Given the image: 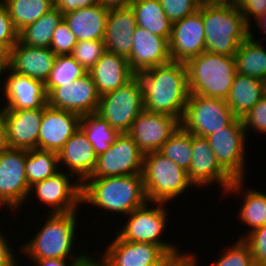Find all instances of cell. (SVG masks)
Instances as JSON below:
<instances>
[{
    "instance_id": "8",
    "label": "cell",
    "mask_w": 266,
    "mask_h": 266,
    "mask_svg": "<svg viewBox=\"0 0 266 266\" xmlns=\"http://www.w3.org/2000/svg\"><path fill=\"white\" fill-rule=\"evenodd\" d=\"M144 110L142 87L135 75L125 85L100 96L96 114L121 134L129 132L133 121Z\"/></svg>"
},
{
    "instance_id": "55",
    "label": "cell",
    "mask_w": 266,
    "mask_h": 266,
    "mask_svg": "<svg viewBox=\"0 0 266 266\" xmlns=\"http://www.w3.org/2000/svg\"><path fill=\"white\" fill-rule=\"evenodd\" d=\"M8 67V57H0V78H3L5 76Z\"/></svg>"
},
{
    "instance_id": "3",
    "label": "cell",
    "mask_w": 266,
    "mask_h": 266,
    "mask_svg": "<svg viewBox=\"0 0 266 266\" xmlns=\"http://www.w3.org/2000/svg\"><path fill=\"white\" fill-rule=\"evenodd\" d=\"M43 225L36 233L25 242L21 244L16 254L26 256L31 259H65V258H82L85 255V250L76 252L74 244L77 239L76 227L77 211L69 213H47ZM76 236V237H75ZM73 251L76 254H73ZM20 252V253H19ZM72 253V254H71ZM78 254V255H77Z\"/></svg>"
},
{
    "instance_id": "36",
    "label": "cell",
    "mask_w": 266,
    "mask_h": 266,
    "mask_svg": "<svg viewBox=\"0 0 266 266\" xmlns=\"http://www.w3.org/2000/svg\"><path fill=\"white\" fill-rule=\"evenodd\" d=\"M159 152L188 172L192 161V133L180 126Z\"/></svg>"
},
{
    "instance_id": "7",
    "label": "cell",
    "mask_w": 266,
    "mask_h": 266,
    "mask_svg": "<svg viewBox=\"0 0 266 266\" xmlns=\"http://www.w3.org/2000/svg\"><path fill=\"white\" fill-rule=\"evenodd\" d=\"M168 213L166 203L147 201L143 206L125 216L126 223L121 224L122 228L116 234L125 241L154 243L165 252L176 251L181 248L177 243L174 244L162 238L168 226Z\"/></svg>"
},
{
    "instance_id": "29",
    "label": "cell",
    "mask_w": 266,
    "mask_h": 266,
    "mask_svg": "<svg viewBox=\"0 0 266 266\" xmlns=\"http://www.w3.org/2000/svg\"><path fill=\"white\" fill-rule=\"evenodd\" d=\"M265 94L264 81L236 74L226 102L233 114L242 118Z\"/></svg>"
},
{
    "instance_id": "15",
    "label": "cell",
    "mask_w": 266,
    "mask_h": 266,
    "mask_svg": "<svg viewBox=\"0 0 266 266\" xmlns=\"http://www.w3.org/2000/svg\"><path fill=\"white\" fill-rule=\"evenodd\" d=\"M169 51L171 61L185 64L205 51L202 3L195 13L172 23Z\"/></svg>"
},
{
    "instance_id": "14",
    "label": "cell",
    "mask_w": 266,
    "mask_h": 266,
    "mask_svg": "<svg viewBox=\"0 0 266 266\" xmlns=\"http://www.w3.org/2000/svg\"><path fill=\"white\" fill-rule=\"evenodd\" d=\"M99 98L94 80L87 72L74 82L53 88L47 94V104L82 116L96 113Z\"/></svg>"
},
{
    "instance_id": "52",
    "label": "cell",
    "mask_w": 266,
    "mask_h": 266,
    "mask_svg": "<svg viewBox=\"0 0 266 266\" xmlns=\"http://www.w3.org/2000/svg\"><path fill=\"white\" fill-rule=\"evenodd\" d=\"M199 258L194 252H186L173 266H198ZM200 266V265H199Z\"/></svg>"
},
{
    "instance_id": "12",
    "label": "cell",
    "mask_w": 266,
    "mask_h": 266,
    "mask_svg": "<svg viewBox=\"0 0 266 266\" xmlns=\"http://www.w3.org/2000/svg\"><path fill=\"white\" fill-rule=\"evenodd\" d=\"M144 153L128 133L119 134L110 148L97 157L87 179L142 174Z\"/></svg>"
},
{
    "instance_id": "42",
    "label": "cell",
    "mask_w": 266,
    "mask_h": 266,
    "mask_svg": "<svg viewBox=\"0 0 266 266\" xmlns=\"http://www.w3.org/2000/svg\"><path fill=\"white\" fill-rule=\"evenodd\" d=\"M242 124L246 135L253 130L258 134L266 135V94L253 106L242 118ZM251 129V130H250Z\"/></svg>"
},
{
    "instance_id": "33",
    "label": "cell",
    "mask_w": 266,
    "mask_h": 266,
    "mask_svg": "<svg viewBox=\"0 0 266 266\" xmlns=\"http://www.w3.org/2000/svg\"><path fill=\"white\" fill-rule=\"evenodd\" d=\"M19 32L54 8V0H1Z\"/></svg>"
},
{
    "instance_id": "16",
    "label": "cell",
    "mask_w": 266,
    "mask_h": 266,
    "mask_svg": "<svg viewBox=\"0 0 266 266\" xmlns=\"http://www.w3.org/2000/svg\"><path fill=\"white\" fill-rule=\"evenodd\" d=\"M180 126V120L174 116L144 110L133 121L128 134L145 154L159 151Z\"/></svg>"
},
{
    "instance_id": "57",
    "label": "cell",
    "mask_w": 266,
    "mask_h": 266,
    "mask_svg": "<svg viewBox=\"0 0 266 266\" xmlns=\"http://www.w3.org/2000/svg\"><path fill=\"white\" fill-rule=\"evenodd\" d=\"M201 3H206V4H229V0H201Z\"/></svg>"
},
{
    "instance_id": "26",
    "label": "cell",
    "mask_w": 266,
    "mask_h": 266,
    "mask_svg": "<svg viewBox=\"0 0 266 266\" xmlns=\"http://www.w3.org/2000/svg\"><path fill=\"white\" fill-rule=\"evenodd\" d=\"M88 73L94 80L100 96L113 92L135 76L126 57L108 51L103 54Z\"/></svg>"
},
{
    "instance_id": "4",
    "label": "cell",
    "mask_w": 266,
    "mask_h": 266,
    "mask_svg": "<svg viewBox=\"0 0 266 266\" xmlns=\"http://www.w3.org/2000/svg\"><path fill=\"white\" fill-rule=\"evenodd\" d=\"M205 51L234 56L250 35V26L241 11L230 4L202 3Z\"/></svg>"
},
{
    "instance_id": "22",
    "label": "cell",
    "mask_w": 266,
    "mask_h": 266,
    "mask_svg": "<svg viewBox=\"0 0 266 266\" xmlns=\"http://www.w3.org/2000/svg\"><path fill=\"white\" fill-rule=\"evenodd\" d=\"M56 57L51 48L26 46L18 41L8 53V65L13 72L45 84Z\"/></svg>"
},
{
    "instance_id": "6",
    "label": "cell",
    "mask_w": 266,
    "mask_h": 266,
    "mask_svg": "<svg viewBox=\"0 0 266 266\" xmlns=\"http://www.w3.org/2000/svg\"><path fill=\"white\" fill-rule=\"evenodd\" d=\"M142 176L149 202L169 203L188 192L191 186L196 188L187 171L159 151L144 154Z\"/></svg>"
},
{
    "instance_id": "34",
    "label": "cell",
    "mask_w": 266,
    "mask_h": 266,
    "mask_svg": "<svg viewBox=\"0 0 266 266\" xmlns=\"http://www.w3.org/2000/svg\"><path fill=\"white\" fill-rule=\"evenodd\" d=\"M59 171L58 153L38 148L27 150L25 173L30 187Z\"/></svg>"
},
{
    "instance_id": "54",
    "label": "cell",
    "mask_w": 266,
    "mask_h": 266,
    "mask_svg": "<svg viewBox=\"0 0 266 266\" xmlns=\"http://www.w3.org/2000/svg\"><path fill=\"white\" fill-rule=\"evenodd\" d=\"M256 24L251 25L250 27V33H256V31H253L255 29H260V34H266V10L262 13V15L259 17V19L255 22ZM253 26H255L253 28ZM253 28V29H252Z\"/></svg>"
},
{
    "instance_id": "17",
    "label": "cell",
    "mask_w": 266,
    "mask_h": 266,
    "mask_svg": "<svg viewBox=\"0 0 266 266\" xmlns=\"http://www.w3.org/2000/svg\"><path fill=\"white\" fill-rule=\"evenodd\" d=\"M189 180L197 189L207 188L210 184L219 185L222 194L234 179L217 162L206 137L192 134V161L187 172ZM208 185V186H207Z\"/></svg>"
},
{
    "instance_id": "46",
    "label": "cell",
    "mask_w": 266,
    "mask_h": 266,
    "mask_svg": "<svg viewBox=\"0 0 266 266\" xmlns=\"http://www.w3.org/2000/svg\"><path fill=\"white\" fill-rule=\"evenodd\" d=\"M266 10V0H250L241 9L246 23L251 27L253 23L259 19L262 13ZM253 19V20H252Z\"/></svg>"
},
{
    "instance_id": "31",
    "label": "cell",
    "mask_w": 266,
    "mask_h": 266,
    "mask_svg": "<svg viewBox=\"0 0 266 266\" xmlns=\"http://www.w3.org/2000/svg\"><path fill=\"white\" fill-rule=\"evenodd\" d=\"M131 9L134 11L137 26L170 39L172 22L165 14L160 0H136Z\"/></svg>"
},
{
    "instance_id": "45",
    "label": "cell",
    "mask_w": 266,
    "mask_h": 266,
    "mask_svg": "<svg viewBox=\"0 0 266 266\" xmlns=\"http://www.w3.org/2000/svg\"><path fill=\"white\" fill-rule=\"evenodd\" d=\"M6 236L3 234V231L0 230V266H18L21 263L20 260H17L18 257L14 253V247H11L9 239L5 238ZM19 262V263H18Z\"/></svg>"
},
{
    "instance_id": "28",
    "label": "cell",
    "mask_w": 266,
    "mask_h": 266,
    "mask_svg": "<svg viewBox=\"0 0 266 266\" xmlns=\"http://www.w3.org/2000/svg\"><path fill=\"white\" fill-rule=\"evenodd\" d=\"M245 179H234L230 187L223 193L226 195L242 194L243 202L240 210L238 211L237 218L246 227L249 228L248 232L253 229L264 225L266 219V193L257 189H250L245 191ZM244 190V191H243Z\"/></svg>"
},
{
    "instance_id": "44",
    "label": "cell",
    "mask_w": 266,
    "mask_h": 266,
    "mask_svg": "<svg viewBox=\"0 0 266 266\" xmlns=\"http://www.w3.org/2000/svg\"><path fill=\"white\" fill-rule=\"evenodd\" d=\"M18 33L6 5L0 0V46L7 53L18 42Z\"/></svg>"
},
{
    "instance_id": "19",
    "label": "cell",
    "mask_w": 266,
    "mask_h": 266,
    "mask_svg": "<svg viewBox=\"0 0 266 266\" xmlns=\"http://www.w3.org/2000/svg\"><path fill=\"white\" fill-rule=\"evenodd\" d=\"M81 116L77 113L44 105L40 124L38 149L58 153L64 143L80 129Z\"/></svg>"
},
{
    "instance_id": "18",
    "label": "cell",
    "mask_w": 266,
    "mask_h": 266,
    "mask_svg": "<svg viewBox=\"0 0 266 266\" xmlns=\"http://www.w3.org/2000/svg\"><path fill=\"white\" fill-rule=\"evenodd\" d=\"M3 79L2 95L6 98L2 102L3 110L36 109L47 105V93L42 81L19 75L9 67Z\"/></svg>"
},
{
    "instance_id": "40",
    "label": "cell",
    "mask_w": 266,
    "mask_h": 266,
    "mask_svg": "<svg viewBox=\"0 0 266 266\" xmlns=\"http://www.w3.org/2000/svg\"><path fill=\"white\" fill-rule=\"evenodd\" d=\"M249 246L256 266H266V226H260L248 232L240 234Z\"/></svg>"
},
{
    "instance_id": "20",
    "label": "cell",
    "mask_w": 266,
    "mask_h": 266,
    "mask_svg": "<svg viewBox=\"0 0 266 266\" xmlns=\"http://www.w3.org/2000/svg\"><path fill=\"white\" fill-rule=\"evenodd\" d=\"M132 38L133 47L127 59L135 74L171 61L168 38L152 34L140 26L135 28Z\"/></svg>"
},
{
    "instance_id": "56",
    "label": "cell",
    "mask_w": 266,
    "mask_h": 266,
    "mask_svg": "<svg viewBox=\"0 0 266 266\" xmlns=\"http://www.w3.org/2000/svg\"><path fill=\"white\" fill-rule=\"evenodd\" d=\"M248 1L250 0H229V4L240 10Z\"/></svg>"
},
{
    "instance_id": "24",
    "label": "cell",
    "mask_w": 266,
    "mask_h": 266,
    "mask_svg": "<svg viewBox=\"0 0 266 266\" xmlns=\"http://www.w3.org/2000/svg\"><path fill=\"white\" fill-rule=\"evenodd\" d=\"M97 157L93 146L81 129H78L58 152L60 170H63L64 166V170L72 174L74 179L77 178L81 184L93 171Z\"/></svg>"
},
{
    "instance_id": "11",
    "label": "cell",
    "mask_w": 266,
    "mask_h": 266,
    "mask_svg": "<svg viewBox=\"0 0 266 266\" xmlns=\"http://www.w3.org/2000/svg\"><path fill=\"white\" fill-rule=\"evenodd\" d=\"M27 150L7 148L0 153V207L19 212L28 202L30 186L25 173Z\"/></svg>"
},
{
    "instance_id": "27",
    "label": "cell",
    "mask_w": 266,
    "mask_h": 266,
    "mask_svg": "<svg viewBox=\"0 0 266 266\" xmlns=\"http://www.w3.org/2000/svg\"><path fill=\"white\" fill-rule=\"evenodd\" d=\"M109 10L99 3L63 13L77 41L103 40Z\"/></svg>"
},
{
    "instance_id": "30",
    "label": "cell",
    "mask_w": 266,
    "mask_h": 266,
    "mask_svg": "<svg viewBox=\"0 0 266 266\" xmlns=\"http://www.w3.org/2000/svg\"><path fill=\"white\" fill-rule=\"evenodd\" d=\"M244 40L234 55L236 73L266 81V50L254 36Z\"/></svg>"
},
{
    "instance_id": "9",
    "label": "cell",
    "mask_w": 266,
    "mask_h": 266,
    "mask_svg": "<svg viewBox=\"0 0 266 266\" xmlns=\"http://www.w3.org/2000/svg\"><path fill=\"white\" fill-rule=\"evenodd\" d=\"M235 118L226 100L189 94L180 122L187 132L207 137L228 126Z\"/></svg>"
},
{
    "instance_id": "39",
    "label": "cell",
    "mask_w": 266,
    "mask_h": 266,
    "mask_svg": "<svg viewBox=\"0 0 266 266\" xmlns=\"http://www.w3.org/2000/svg\"><path fill=\"white\" fill-rule=\"evenodd\" d=\"M105 52L106 45L103 40H88L77 41L70 55L89 72Z\"/></svg>"
},
{
    "instance_id": "43",
    "label": "cell",
    "mask_w": 266,
    "mask_h": 266,
    "mask_svg": "<svg viewBox=\"0 0 266 266\" xmlns=\"http://www.w3.org/2000/svg\"><path fill=\"white\" fill-rule=\"evenodd\" d=\"M165 14L172 23L199 10L201 0H160Z\"/></svg>"
},
{
    "instance_id": "32",
    "label": "cell",
    "mask_w": 266,
    "mask_h": 266,
    "mask_svg": "<svg viewBox=\"0 0 266 266\" xmlns=\"http://www.w3.org/2000/svg\"><path fill=\"white\" fill-rule=\"evenodd\" d=\"M62 19L63 13L54 7L38 20L20 30L18 41L26 46L50 48L55 28Z\"/></svg>"
},
{
    "instance_id": "58",
    "label": "cell",
    "mask_w": 266,
    "mask_h": 266,
    "mask_svg": "<svg viewBox=\"0 0 266 266\" xmlns=\"http://www.w3.org/2000/svg\"><path fill=\"white\" fill-rule=\"evenodd\" d=\"M0 57H8V53L0 46Z\"/></svg>"
},
{
    "instance_id": "50",
    "label": "cell",
    "mask_w": 266,
    "mask_h": 266,
    "mask_svg": "<svg viewBox=\"0 0 266 266\" xmlns=\"http://www.w3.org/2000/svg\"><path fill=\"white\" fill-rule=\"evenodd\" d=\"M94 256H91L89 254V252L78 260H76L71 266H107L106 265V261L104 259V257H101L100 254V261H98L99 259H95Z\"/></svg>"
},
{
    "instance_id": "51",
    "label": "cell",
    "mask_w": 266,
    "mask_h": 266,
    "mask_svg": "<svg viewBox=\"0 0 266 266\" xmlns=\"http://www.w3.org/2000/svg\"><path fill=\"white\" fill-rule=\"evenodd\" d=\"M136 0H99V4L107 10L131 8Z\"/></svg>"
},
{
    "instance_id": "47",
    "label": "cell",
    "mask_w": 266,
    "mask_h": 266,
    "mask_svg": "<svg viewBox=\"0 0 266 266\" xmlns=\"http://www.w3.org/2000/svg\"><path fill=\"white\" fill-rule=\"evenodd\" d=\"M99 3V0H54V7L62 13L84 7L93 6Z\"/></svg>"
},
{
    "instance_id": "49",
    "label": "cell",
    "mask_w": 266,
    "mask_h": 266,
    "mask_svg": "<svg viewBox=\"0 0 266 266\" xmlns=\"http://www.w3.org/2000/svg\"><path fill=\"white\" fill-rule=\"evenodd\" d=\"M180 250L166 252L158 261L148 266H173L186 253Z\"/></svg>"
},
{
    "instance_id": "5",
    "label": "cell",
    "mask_w": 266,
    "mask_h": 266,
    "mask_svg": "<svg viewBox=\"0 0 266 266\" xmlns=\"http://www.w3.org/2000/svg\"><path fill=\"white\" fill-rule=\"evenodd\" d=\"M189 94L226 100L236 73L234 56L202 52L186 63Z\"/></svg>"
},
{
    "instance_id": "23",
    "label": "cell",
    "mask_w": 266,
    "mask_h": 266,
    "mask_svg": "<svg viewBox=\"0 0 266 266\" xmlns=\"http://www.w3.org/2000/svg\"><path fill=\"white\" fill-rule=\"evenodd\" d=\"M103 252L107 266H148L166 253L154 243L125 241L118 235Z\"/></svg>"
},
{
    "instance_id": "48",
    "label": "cell",
    "mask_w": 266,
    "mask_h": 266,
    "mask_svg": "<svg viewBox=\"0 0 266 266\" xmlns=\"http://www.w3.org/2000/svg\"><path fill=\"white\" fill-rule=\"evenodd\" d=\"M78 259L80 258H65V259L44 258V259H32L31 262L33 263V266H71Z\"/></svg>"
},
{
    "instance_id": "2",
    "label": "cell",
    "mask_w": 266,
    "mask_h": 266,
    "mask_svg": "<svg viewBox=\"0 0 266 266\" xmlns=\"http://www.w3.org/2000/svg\"><path fill=\"white\" fill-rule=\"evenodd\" d=\"M147 202L142 174L86 179L82 183L81 203L112 214L129 215Z\"/></svg>"
},
{
    "instance_id": "59",
    "label": "cell",
    "mask_w": 266,
    "mask_h": 266,
    "mask_svg": "<svg viewBox=\"0 0 266 266\" xmlns=\"http://www.w3.org/2000/svg\"><path fill=\"white\" fill-rule=\"evenodd\" d=\"M1 86L3 87V85L0 84V87H1ZM1 90H2V88H0V97H1V95H2V94H1V93H2ZM0 100H1V99H0ZM0 102H1V101H0ZM0 105H3V104H0ZM2 110H3V107L0 108V112H1Z\"/></svg>"
},
{
    "instance_id": "38",
    "label": "cell",
    "mask_w": 266,
    "mask_h": 266,
    "mask_svg": "<svg viewBox=\"0 0 266 266\" xmlns=\"http://www.w3.org/2000/svg\"><path fill=\"white\" fill-rule=\"evenodd\" d=\"M235 242L224 249L211 266H256L248 244L242 238Z\"/></svg>"
},
{
    "instance_id": "13",
    "label": "cell",
    "mask_w": 266,
    "mask_h": 266,
    "mask_svg": "<svg viewBox=\"0 0 266 266\" xmlns=\"http://www.w3.org/2000/svg\"><path fill=\"white\" fill-rule=\"evenodd\" d=\"M73 178L72 174L60 170L54 176L32 185L27 200L35 193L33 197H37V202L48 206V213L51 214L78 211L82 205V184Z\"/></svg>"
},
{
    "instance_id": "10",
    "label": "cell",
    "mask_w": 266,
    "mask_h": 266,
    "mask_svg": "<svg viewBox=\"0 0 266 266\" xmlns=\"http://www.w3.org/2000/svg\"><path fill=\"white\" fill-rule=\"evenodd\" d=\"M241 118L236 117L228 126L206 137L220 166L233 178L246 177V139ZM246 152V153H245Z\"/></svg>"
},
{
    "instance_id": "25",
    "label": "cell",
    "mask_w": 266,
    "mask_h": 266,
    "mask_svg": "<svg viewBox=\"0 0 266 266\" xmlns=\"http://www.w3.org/2000/svg\"><path fill=\"white\" fill-rule=\"evenodd\" d=\"M136 27L135 14L131 8L109 10L103 37L106 51L128 58Z\"/></svg>"
},
{
    "instance_id": "37",
    "label": "cell",
    "mask_w": 266,
    "mask_h": 266,
    "mask_svg": "<svg viewBox=\"0 0 266 266\" xmlns=\"http://www.w3.org/2000/svg\"><path fill=\"white\" fill-rule=\"evenodd\" d=\"M86 70L70 55H57L54 67L45 82L48 94L53 88L74 82L86 74Z\"/></svg>"
},
{
    "instance_id": "41",
    "label": "cell",
    "mask_w": 266,
    "mask_h": 266,
    "mask_svg": "<svg viewBox=\"0 0 266 266\" xmlns=\"http://www.w3.org/2000/svg\"><path fill=\"white\" fill-rule=\"evenodd\" d=\"M77 44L75 35L64 21L58 24L53 33L50 48L55 55L71 54L73 47Z\"/></svg>"
},
{
    "instance_id": "1",
    "label": "cell",
    "mask_w": 266,
    "mask_h": 266,
    "mask_svg": "<svg viewBox=\"0 0 266 266\" xmlns=\"http://www.w3.org/2000/svg\"><path fill=\"white\" fill-rule=\"evenodd\" d=\"M135 75L142 87L145 110L182 120L189 96L185 63L170 61Z\"/></svg>"
},
{
    "instance_id": "21",
    "label": "cell",
    "mask_w": 266,
    "mask_h": 266,
    "mask_svg": "<svg viewBox=\"0 0 266 266\" xmlns=\"http://www.w3.org/2000/svg\"><path fill=\"white\" fill-rule=\"evenodd\" d=\"M9 148L31 150L38 148V136L44 106L36 109L2 110Z\"/></svg>"
},
{
    "instance_id": "35",
    "label": "cell",
    "mask_w": 266,
    "mask_h": 266,
    "mask_svg": "<svg viewBox=\"0 0 266 266\" xmlns=\"http://www.w3.org/2000/svg\"><path fill=\"white\" fill-rule=\"evenodd\" d=\"M80 129L93 146L97 156L107 151L119 133L98 114L82 115Z\"/></svg>"
},
{
    "instance_id": "53",
    "label": "cell",
    "mask_w": 266,
    "mask_h": 266,
    "mask_svg": "<svg viewBox=\"0 0 266 266\" xmlns=\"http://www.w3.org/2000/svg\"><path fill=\"white\" fill-rule=\"evenodd\" d=\"M9 148L3 111L0 112V153Z\"/></svg>"
}]
</instances>
